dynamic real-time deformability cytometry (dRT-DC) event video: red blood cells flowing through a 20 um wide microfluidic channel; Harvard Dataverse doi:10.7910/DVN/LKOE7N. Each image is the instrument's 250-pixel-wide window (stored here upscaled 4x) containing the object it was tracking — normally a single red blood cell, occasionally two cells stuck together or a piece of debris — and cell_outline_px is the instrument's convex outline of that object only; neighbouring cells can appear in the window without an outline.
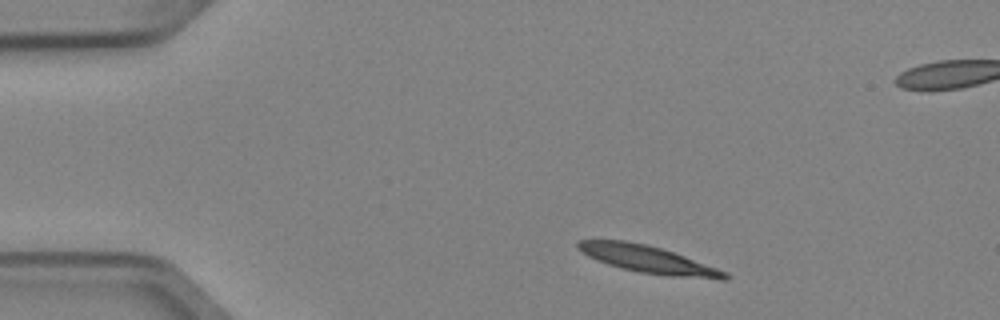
{"species": "Egyptian fruit bat (a non-hibernating species)", "species_latin": "Rousettus aegyptiacus", "temperature_condition": "cold", "stored_images_in_passage": 4, "camera_frame_rate_fps": 3000, "um_per_image_px": 0.085, "animal": {"sex": "female"}, "frame": {"image": 1, "passage_image": 1, "time_ms": 0.0, "image_size_px": [1000, 320], "cell_outline_px": [[732, 276], [728, 280], [720, 280], [668, 276], [640, 272], [620, 268], [596, 260], [588, 256], [576, 248], [576, 244], [580, 240], [624, 240], [648, 244], [684, 256], [728, 272]], "centroid_in_image_um": [55.13, 22.06], "position_along_channel_um": 29.9, "area_um2": 23.52}}
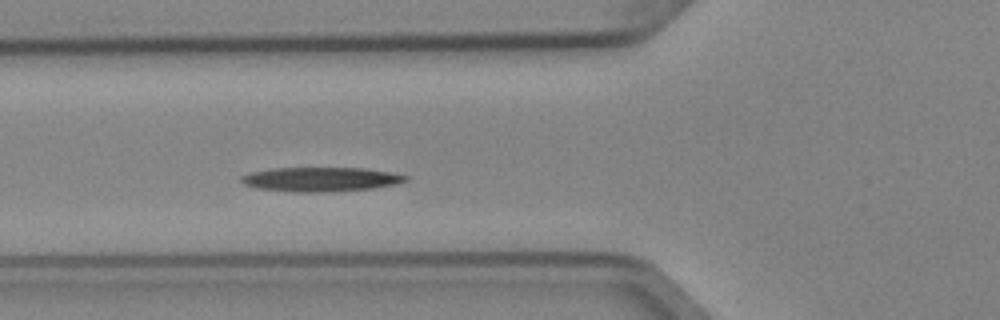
{"frame": {"image": 2, "passage_image": 4, "time_ms": 1.0, "image_size_px": [1000, 320], "cell_outline_px": [[408, 180], [396, 184], [372, 188], [328, 192], [292, 192], [260, 188], [244, 184], [240, 180], [240, 176], [252, 172], [272, 168], [364, 168], [388, 172], [408, 176]], "centroid_in_image_um": [27.25, 15.24], "position_along_channel_um": 98.5, "area_um2": 23.12}}